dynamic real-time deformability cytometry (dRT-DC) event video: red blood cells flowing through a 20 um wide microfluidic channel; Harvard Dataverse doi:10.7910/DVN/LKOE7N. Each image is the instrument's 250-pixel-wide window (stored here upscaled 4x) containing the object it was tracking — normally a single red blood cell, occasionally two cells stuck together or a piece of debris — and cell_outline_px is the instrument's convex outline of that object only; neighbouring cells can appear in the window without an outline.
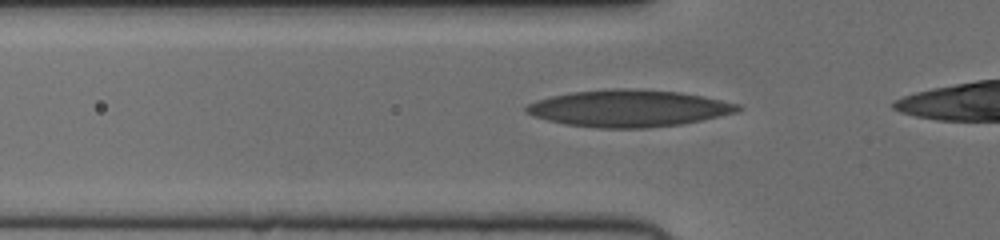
{"species": "human", "species_latin": "Homo sapiens", "temperature_condition": "cold", "stored_images_in_passage": 20, "camera_frame_rate_fps": 3000, "um_per_image_px": 0.085, "donor": {"sex": "female"}, "frame": {"image": 1, "passage_image": 11, "time_ms": 3.333, "image_size_px": [1000, 240], "cell_outline_px": [[744, 108], [740, 112], [680, 124], [648, 128], [596, 128], [564, 124], [548, 120], [536, 116], [528, 112], [524, 108], [528, 104], [536, 100], [552, 96], [572, 92], [612, 88], [624, 88], [680, 92], [740, 104]], "centroid_in_image_um": [53.47, 9.21], "position_along_channel_um": 72.3, "area_um2": 45.32}}
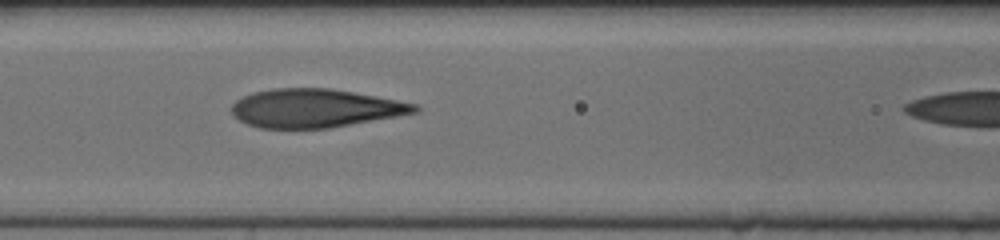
{"frame": {"image": 2, "passage_image": 16, "time_ms": 5.0, "image_size_px": [1000, 240], "cell_outline_px": [[420, 108], [416, 112], [396, 116], [328, 128], [260, 128], [248, 124], [240, 120], [232, 112], [232, 104], [236, 100], [252, 92], [276, 88], [332, 88], [376, 96], [416, 104]], "centroid_in_image_um": [26.77, 9.19], "position_along_channel_um": 139.8, "area_um2": 40.69}}
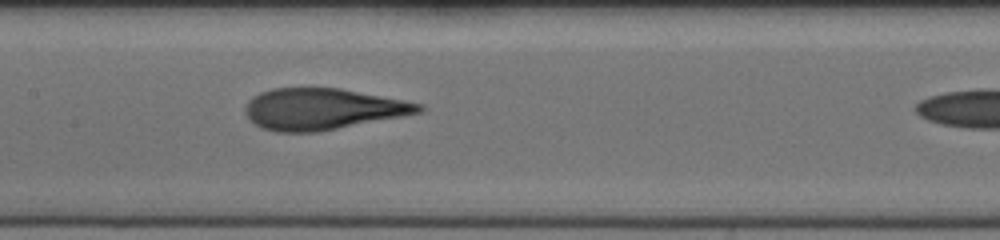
{"frame": {"image": 3, "passage_image": 19, "time_ms": 6.0, "image_size_px": [1000, 240], "cell_outline_px": [[424, 108], [420, 112], [400, 116], [316, 132], [276, 132], [260, 128], [248, 120], [244, 112], [244, 108], [248, 100], [252, 96], [260, 92], [272, 88], [340, 88], [404, 100], [424, 104]], "centroid_in_image_um": [27.33, 9.26], "position_along_channel_um": 180.1, "area_um2": 41.67}}